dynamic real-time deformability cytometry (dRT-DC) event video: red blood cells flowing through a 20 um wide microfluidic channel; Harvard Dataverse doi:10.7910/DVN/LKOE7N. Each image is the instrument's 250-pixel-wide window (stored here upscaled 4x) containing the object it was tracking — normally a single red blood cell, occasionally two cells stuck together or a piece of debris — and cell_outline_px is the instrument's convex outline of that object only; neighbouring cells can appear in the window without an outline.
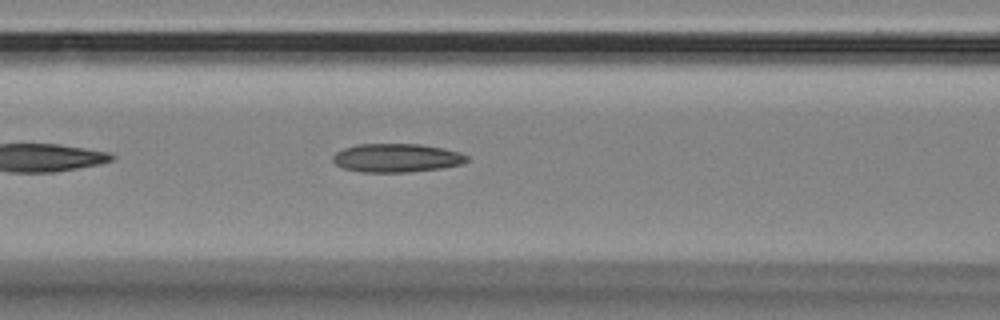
{"species": "Egyptian fruit bat (a non-hibernating species)", "species_latin": "Rousettus aegyptiacus", "temperature_condition": "room temperature", "stored_images_in_passage": 39, "camera_frame_rate_fps": 3000, "um_per_image_px": 0.085, "animal": {"sex": "female"}, "frame": {"image": 1, "passage_image": 9, "time_ms": 2.667, "image_size_px": [1000, 320], "cell_outline_px": [[468, 160], [460, 164], [440, 168], [408, 172], [360, 172], [340, 168], [332, 160], [332, 156], [336, 152], [344, 148], [356, 144], [420, 144], [444, 148], [460, 152], [468, 156]], "centroid_in_image_um": [33.67, 13.42], "position_along_channel_um": 132.9, "area_um2": 22.43}}
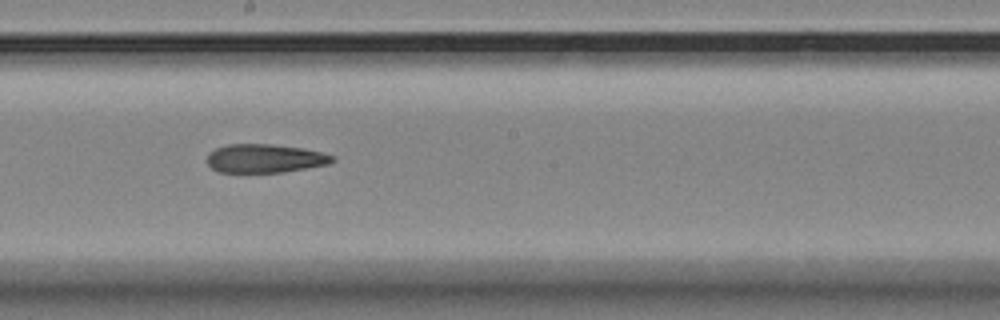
{"frame": {"image": 2, "passage_image": 17, "time_ms": 5.333, "image_size_px": [1000, 320], "cell_outline_px": [[336, 160], [328, 164], [284, 172], [220, 172], [212, 168], [208, 164], [208, 152], [216, 148], [228, 144], [272, 144], [300, 148], [320, 152], [336, 156]], "centroid_in_image_um": [22.52, 13.46], "position_along_channel_um": 225.7, "area_um2": 20.81}}
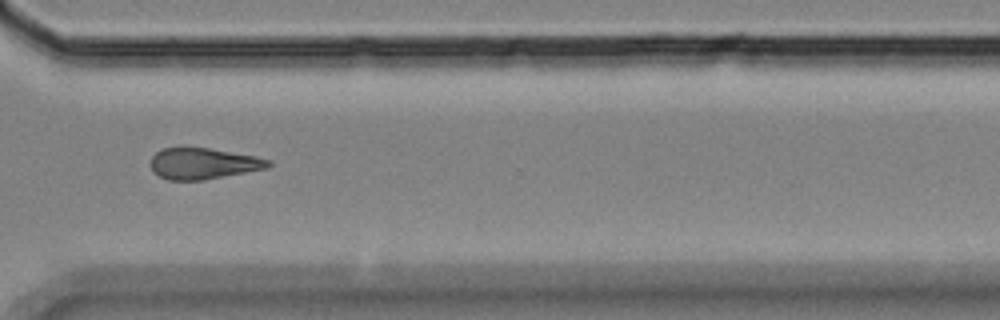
{"frame": {"image": 3, "passage_image": 28, "time_ms": 9.0, "image_size_px": [1000, 320], "cell_outline_px": [[272, 164], [268, 168], [204, 180], [168, 180], [152, 172], [148, 164], [152, 156], [160, 148], [208, 148], [256, 156], [272, 160]], "centroid_in_image_um": [17.25, 13.91], "position_along_channel_um": 353.3, "area_um2": 21.56}}